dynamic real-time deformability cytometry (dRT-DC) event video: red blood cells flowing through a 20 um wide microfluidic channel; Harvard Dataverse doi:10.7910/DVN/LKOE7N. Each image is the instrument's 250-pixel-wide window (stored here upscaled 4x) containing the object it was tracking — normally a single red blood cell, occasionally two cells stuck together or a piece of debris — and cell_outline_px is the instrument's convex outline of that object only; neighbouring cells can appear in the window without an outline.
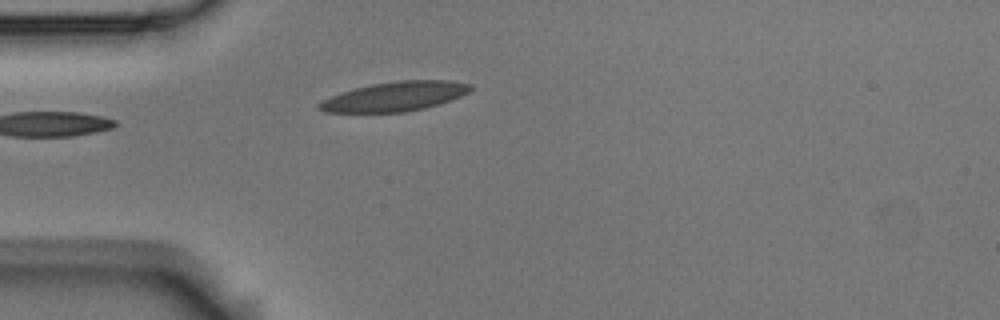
{"species": "Egyptian fruit bat (a non-hibernating species)", "species_latin": "Rousettus aegyptiacus", "temperature_condition": "room temperature", "stored_images_in_passage": 2, "camera_frame_rate_fps": 3000, "um_per_image_px": 0.085, "animal": {"sex": "male"}, "frame": {"image": 1, "passage_image": 2, "time_ms": 0.333, "image_size_px": [1000, 320], "cell_outline_px": [[472, 88], [468, 92], [460, 96], [424, 108], [404, 112], [324, 112], [316, 108], [316, 104], [332, 96], [356, 88], [372, 84], [400, 80], [448, 80], [472, 84]], "centroid_in_image_um": [33.55, 8.19], "position_along_channel_um": 51.4, "area_um2": 25.55}}